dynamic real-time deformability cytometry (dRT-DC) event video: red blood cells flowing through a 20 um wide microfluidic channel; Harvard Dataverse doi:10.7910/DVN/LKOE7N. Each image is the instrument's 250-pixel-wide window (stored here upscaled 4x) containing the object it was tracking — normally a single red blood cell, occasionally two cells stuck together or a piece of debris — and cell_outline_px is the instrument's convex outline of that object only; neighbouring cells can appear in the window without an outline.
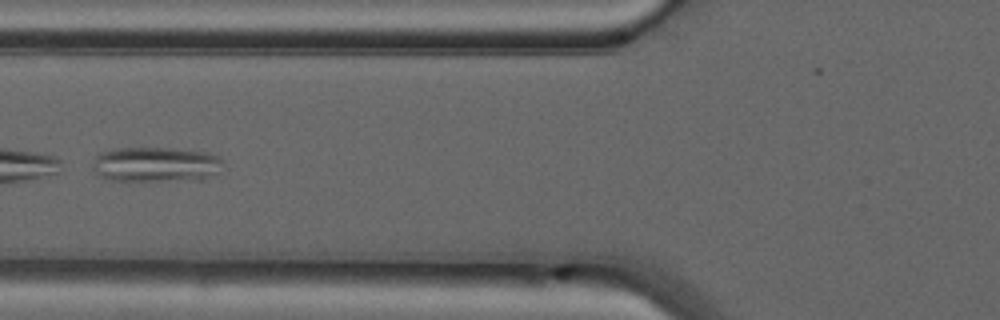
{"species": "common noctule bat (a hibernating species)", "species_latin": "Nyctalus noctula", "temperature_condition": "warm", "stored_images_in_passage": 35, "camera_frame_rate_fps": 3000, "um_per_image_px": 0.085, "animal": {"sex": "male", "forearm_length_mm": 52.5}, "frame": {"image": 1, "passage_image": 6, "time_ms": 1.667, "image_size_px": [1000, 320], "cell_outline_px": [[228, 168], [204, 180], [112, 180], [100, 176], [92, 168], [96, 156], [100, 152], [116, 148], [176, 148], [208, 152], [220, 156]], "centroid_in_image_um": [13.38, 13.97], "position_along_channel_um": 112.4, "area_um2": 27.17}, "authors_computed_cell_mechanics": {"area_um2": 26.8192, "velocity_mm_per_s": 4.1662, "shape_relaxation_time_tau1_ms": null, "shape_relaxation_time_tau2_ms": 3.5542, "deformation_change_tau1": null, "deformation_change_tau2": 0.1157}}